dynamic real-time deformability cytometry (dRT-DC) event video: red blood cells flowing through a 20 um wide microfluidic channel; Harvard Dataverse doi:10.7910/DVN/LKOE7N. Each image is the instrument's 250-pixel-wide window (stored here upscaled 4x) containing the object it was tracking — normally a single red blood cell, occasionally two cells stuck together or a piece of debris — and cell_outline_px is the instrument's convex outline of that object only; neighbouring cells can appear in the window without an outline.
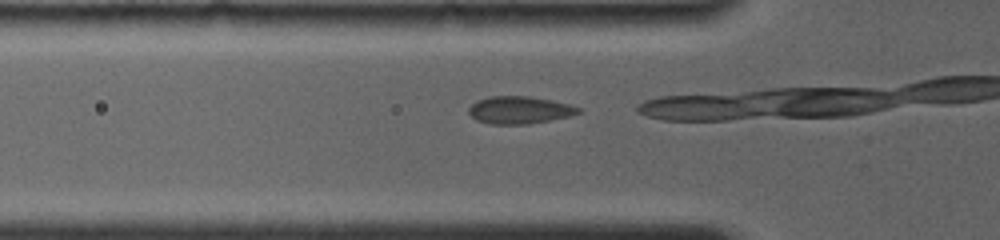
{"species": "common noctule bat (a hibernating species)", "species_latin": "Nyctalus noctula", "temperature_condition": "room temperature", "stored_images_in_passage": 10, "camera_frame_rate_fps": 4000, "um_per_image_px": 0.085, "animal": {"sex": "female", "body_mass_g": 19.0, "forearm_length_mm": 56.7}, "frame": {"image": 1, "passage_image": 4, "time_ms": 0.75, "image_size_px": [1000, 240], "cell_outline_px": [[580, 112], [568, 116], [528, 124], [488, 124], [476, 120], [468, 112], [468, 108], [476, 100], [488, 96], [528, 96], [552, 100], [568, 104], [580, 108]], "centroid_in_image_um": [44.09, 9.34], "position_along_channel_um": 81.7, "area_um2": 17.46}}